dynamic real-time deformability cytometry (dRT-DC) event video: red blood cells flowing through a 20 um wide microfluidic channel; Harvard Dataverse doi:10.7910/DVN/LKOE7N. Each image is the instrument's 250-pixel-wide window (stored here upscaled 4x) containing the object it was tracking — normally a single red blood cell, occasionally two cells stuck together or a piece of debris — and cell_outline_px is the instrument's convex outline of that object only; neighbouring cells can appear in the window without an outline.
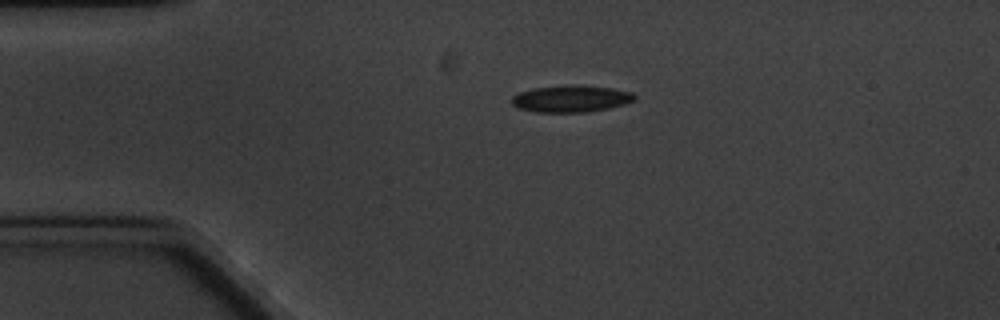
{"species": "common noctule bat (a hibernating species)", "species_latin": "Nyctalus noctula", "temperature_condition": "cold", "stored_images_in_passage": 2, "camera_frame_rate_fps": 3000, "um_per_image_px": 0.085, "animal": {"sex": "male", "body_mass_g": 20.1, "forearm_length_mm": 53.5}, "frame": {"image": 1, "passage_image": 1, "time_ms": 0.0, "image_size_px": [1000, 320], "cell_outline_px": [[636, 100], [624, 104], [608, 108], [588, 112], [536, 112], [520, 108], [512, 104], [512, 96], [520, 92], [532, 88], [568, 84], [612, 88], [632, 92], [636, 96]], "centroid_in_image_um": [48.55, 8.38], "position_along_channel_um": 36.5, "area_um2": 19.25}}